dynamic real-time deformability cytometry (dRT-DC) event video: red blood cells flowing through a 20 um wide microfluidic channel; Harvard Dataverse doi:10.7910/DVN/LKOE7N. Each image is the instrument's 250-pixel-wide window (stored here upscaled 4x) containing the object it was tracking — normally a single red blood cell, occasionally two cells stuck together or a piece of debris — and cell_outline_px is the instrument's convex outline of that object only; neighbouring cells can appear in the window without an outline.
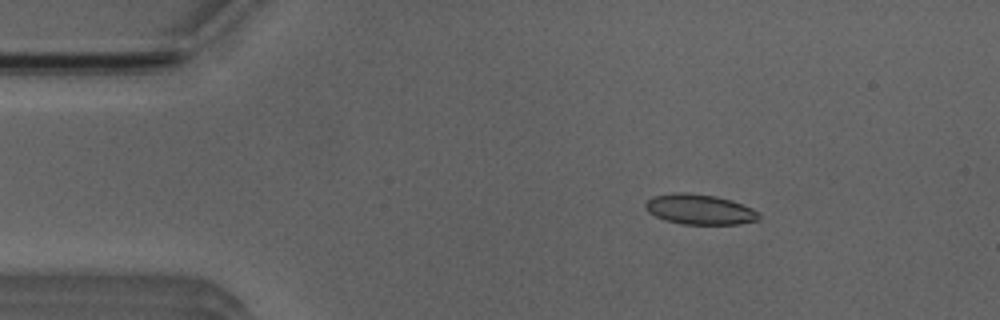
{"species": "Egyptian fruit bat (a non-hibernating species)", "species_latin": "Rousettus aegyptiacus", "temperature_condition": "room temperature", "stored_images_in_passage": 4, "camera_frame_rate_fps": 3000, "um_per_image_px": 0.085, "animal": {"sex": "male"}, "frame": {"image": 1, "passage_image": 3, "time_ms": 2.333, "image_size_px": [1000, 320], "cell_outline_px": [[760, 220], [740, 224], [684, 224], [664, 220], [648, 212], [644, 208], [644, 204], [652, 196], [672, 192], [688, 192], [716, 196], [732, 200], [752, 208], [760, 216]], "centroid_in_image_um": [59.45, 17.79], "position_along_channel_um": 25.6, "area_um2": 20.17}}